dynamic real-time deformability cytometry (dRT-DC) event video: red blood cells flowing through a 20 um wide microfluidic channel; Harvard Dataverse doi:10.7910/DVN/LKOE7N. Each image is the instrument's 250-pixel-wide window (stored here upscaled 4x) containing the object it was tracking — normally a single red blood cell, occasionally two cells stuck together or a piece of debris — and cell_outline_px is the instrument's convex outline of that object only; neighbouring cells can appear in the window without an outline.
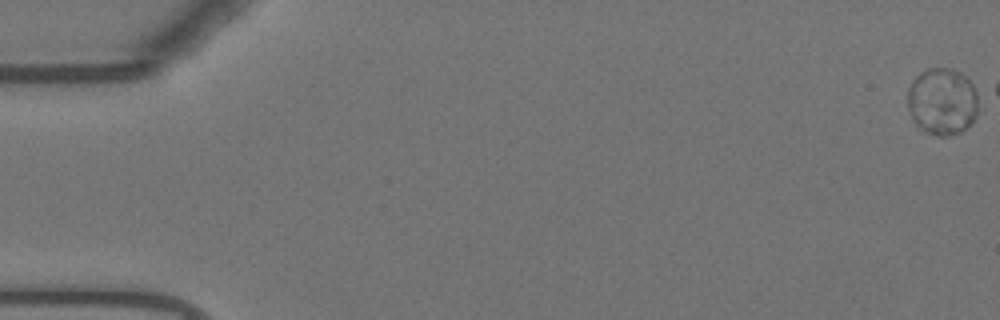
{"species": "Egyptian fruit bat (a non-hibernating species)", "species_latin": "Rousettus aegyptiacus", "temperature_condition": "warm", "stored_images_in_passage": 11, "camera_frame_rate_fps": 3000, "um_per_image_px": 0.085, "animal": {"sex": "female"}, "frame": {"image": 1, "passage_image": 1, "time_ms": 0.0, "image_size_px": [1000, 320], "cell_outline_px": [[980, 92], [976, 116], [960, 132], [948, 136], [936, 136], [920, 128], [912, 120], [908, 108], [908, 88], [912, 80], [920, 72], [928, 68], [952, 68], [960, 72]], "centroid_in_image_um": [80.1, 8.6], "position_along_channel_um": 4.9, "area_um2": 27.92}}